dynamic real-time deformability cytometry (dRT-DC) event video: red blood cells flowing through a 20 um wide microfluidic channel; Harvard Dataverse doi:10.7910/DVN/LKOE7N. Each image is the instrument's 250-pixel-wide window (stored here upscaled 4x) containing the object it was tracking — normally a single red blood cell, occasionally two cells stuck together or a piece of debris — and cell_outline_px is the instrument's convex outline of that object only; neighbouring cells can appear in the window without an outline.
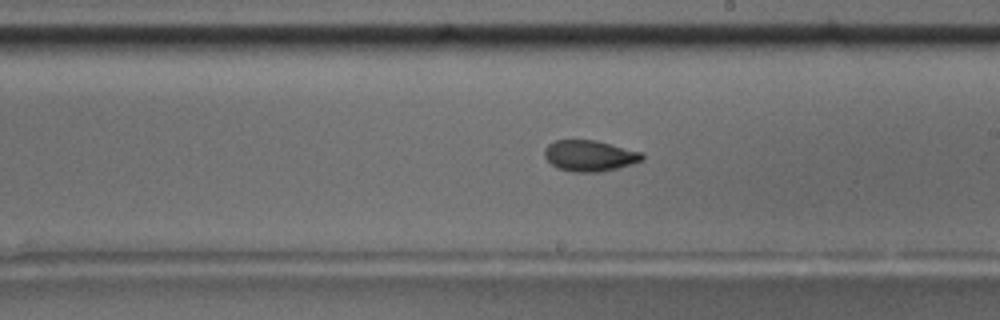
{"species": "common noctule bat (a hibernating species)", "species_latin": "Nyctalus noctula", "temperature_condition": "room temperature", "stored_images_in_passage": 55, "camera_frame_rate_fps": 3000, "um_per_image_px": 0.085, "animal": {"sex": "male", "body_mass_g": 17.5, "forearm_length_mm": 52.3}, "frame": {"image": 1, "passage_image": 32, "time_ms": 10.333, "image_size_px": [1000, 320], "cell_outline_px": [[644, 160], [632, 164], [600, 172], [572, 172], [556, 168], [544, 156], [544, 148], [548, 144], [556, 140], [596, 140], [640, 152], [644, 156]], "centroid_in_image_um": [50.09, 13.24], "position_along_channel_um": 238.9, "area_um2": 17.63}, "authors_computed_cell_mechanics": {"area_um2": 17.629, "velocity_mm_per_s": 3.7228, "shape_relaxation_time_tau1_ms": 4.0788, "shape_relaxation_time_tau2_ms": 2.4176, "deformation_change_tau1": 0.1224, "deformation_change_tau2": 0.0726}}